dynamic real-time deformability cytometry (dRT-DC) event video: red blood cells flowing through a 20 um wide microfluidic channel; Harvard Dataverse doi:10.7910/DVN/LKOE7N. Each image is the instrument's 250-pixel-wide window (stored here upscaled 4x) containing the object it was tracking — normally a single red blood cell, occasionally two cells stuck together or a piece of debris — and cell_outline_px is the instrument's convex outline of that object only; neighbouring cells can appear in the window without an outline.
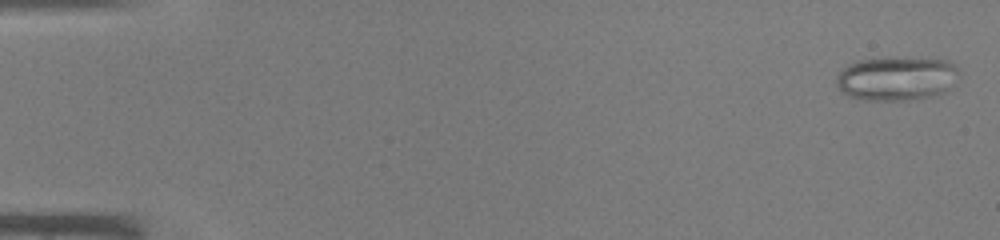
{"species": "common noctule bat (a hibernating species)", "species_latin": "Nyctalus noctula", "temperature_condition": "warm", "stored_images_in_passage": 44, "camera_frame_rate_fps": 3000, "um_per_image_px": 0.085, "animal": {"sex": "male", "body_mass_g": 19.0, "forearm_length_mm": 50.8}, "frame": {"image": 1, "passage_image": 1, "time_ms": 0.0, "image_size_px": [1000, 240], "cell_outline_px": [[960, 72], [944, 92], [932, 96], [908, 100], [868, 100], [848, 96], [840, 92], [836, 84], [836, 76], [848, 64], [856, 60], [888, 56], [948, 60], [956, 64]], "centroid_in_image_um": [76.17, 6.64], "position_along_channel_um": 8.8, "area_um2": 31.91}}
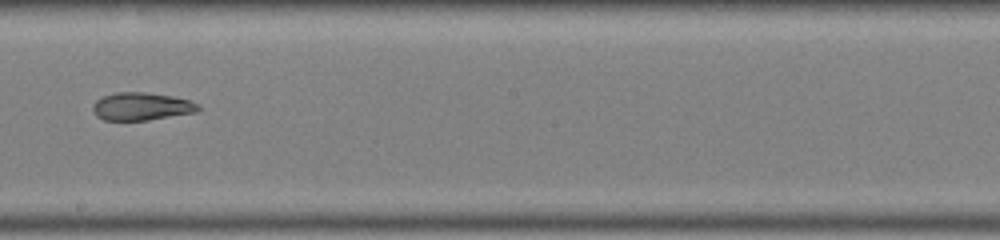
{"frame": {"image": 2, "passage_image": 26, "time_ms": 8.333, "image_size_px": [1000, 240], "cell_outline_px": [[200, 108], [196, 112], [148, 120], [104, 120], [96, 116], [92, 108], [92, 104], [96, 100], [104, 96], [116, 92], [144, 92], [172, 96], [188, 100], [200, 104]], "centroid_in_image_um": [12.01, 9.04], "position_along_channel_um": 236.2, "area_um2": 17.05}}
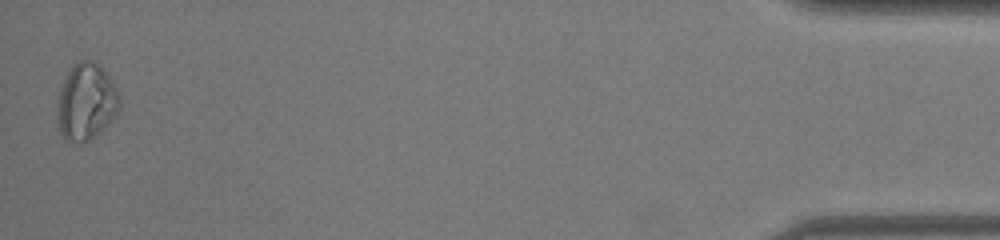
{"frame": {"image": 3, "passage_image": 44, "time_ms": 14.333, "image_size_px": [1000, 240], "cell_outline_px": [[120, 108], [116, 116], [100, 132], [84, 144], [80, 144], [64, 140], [60, 132], [60, 84], [68, 72], [80, 60], [92, 60], [100, 64], [112, 80], [120, 96]], "centroid_in_image_um": [7.38, 8.67], "position_along_channel_um": 427.8, "area_um2": 27.69}}